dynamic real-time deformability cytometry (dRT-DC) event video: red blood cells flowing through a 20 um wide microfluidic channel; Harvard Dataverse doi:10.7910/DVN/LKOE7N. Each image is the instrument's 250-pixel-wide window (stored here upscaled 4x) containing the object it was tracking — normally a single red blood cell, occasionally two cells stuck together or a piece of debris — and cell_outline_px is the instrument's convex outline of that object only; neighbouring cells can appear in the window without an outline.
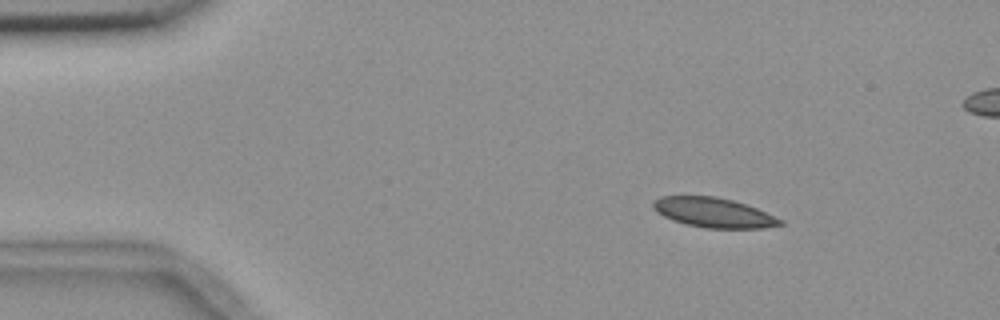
{"species": "common noctule bat (a hibernating species)", "species_latin": "Nyctalus noctula", "temperature_condition": "room temperature", "stored_images_in_passage": 49, "camera_frame_rate_fps": 3000, "um_per_image_px": 0.085, "animal": {"sex": "female", "body_mass_g": 18.4}, "frame": {"image": 1, "passage_image": 1, "time_ms": 0.0, "image_size_px": [1000, 320], "cell_outline_px": [[784, 224], [764, 228], [704, 228], [672, 220], [656, 212], [652, 208], [652, 200], [660, 196], [716, 196], [732, 200], [756, 208], [784, 220]], "centroid_in_image_um": [60.63, 18.07], "position_along_channel_um": 24.4, "area_um2": 22.02}}
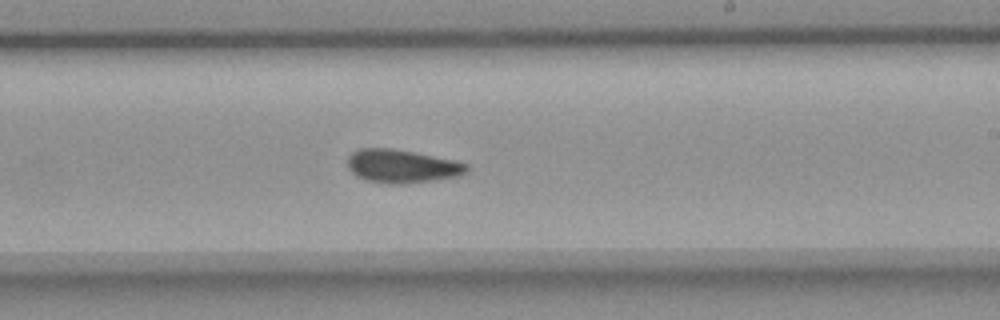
{"frame": {"image": 2, "passage_image": 26, "time_ms": 8.333, "image_size_px": [1000, 320], "cell_outline_px": [[468, 172], [460, 176], [404, 184], [388, 184], [368, 180], [356, 176], [348, 168], [348, 156], [352, 152], [360, 148], [392, 148], [452, 160], [468, 164]], "centroid_in_image_um": [34.15, 14.13], "position_along_channel_um": 254.9, "area_um2": 23.0}}
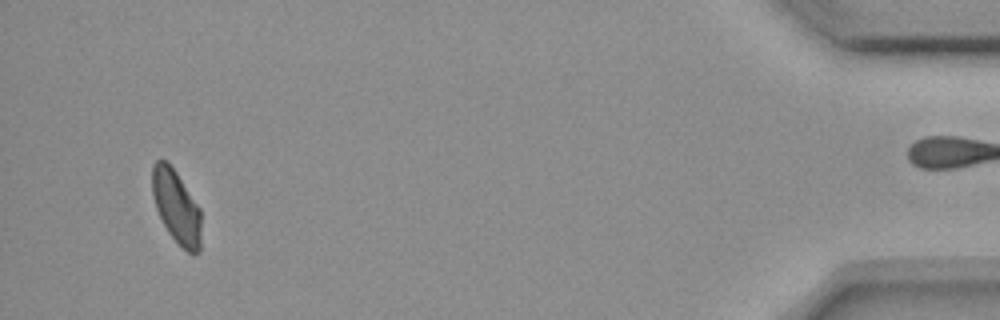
{"frame": {"image": 3, "passage_image": 46, "time_ms": 15.0, "image_size_px": [1000, 320], "cell_outline_px": [[200, 252], [192, 256], [168, 232], [156, 208], [152, 196], [152, 164], [156, 160], [168, 160], [200, 208]], "centroid_in_image_um": [14.98, 17.55], "position_along_channel_um": 420.2, "area_um2": 20.81}, "authors_computed_cell_mechanics": {"area_um2": 22.7154, "velocity_mm_per_s": 3.6285, "shape_relaxation_time_tau1_ms": 9.0598, "shape_relaxation_time_tau2_ms": 5.3814, "deformation_change_tau1": 0.1369, "deformation_change_tau2": 0.0862}}